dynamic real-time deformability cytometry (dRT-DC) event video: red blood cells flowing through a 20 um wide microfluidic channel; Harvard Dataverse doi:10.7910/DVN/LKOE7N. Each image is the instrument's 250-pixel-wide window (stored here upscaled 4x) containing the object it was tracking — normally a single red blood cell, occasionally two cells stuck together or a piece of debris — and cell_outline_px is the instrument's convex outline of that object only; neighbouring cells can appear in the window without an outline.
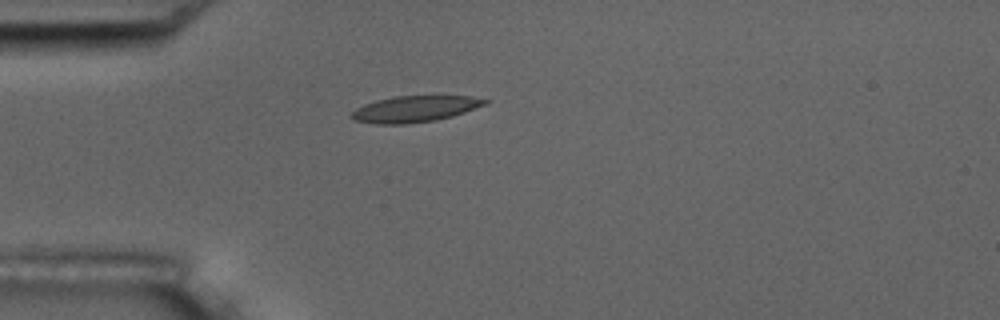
{"species": "common noctule bat (a hibernating species)", "species_latin": "Nyctalus noctula", "temperature_condition": "room temperature", "stored_images_in_passage": 1, "camera_frame_rate_fps": 3000, "um_per_image_px": 0.085, "animal": {"sex": "male", "body_mass_g": 17.5, "forearm_length_mm": 52.3}, "frame": {"image": 1, "passage_image": 1, "time_ms": 0.0, "image_size_px": [1000, 320], "cell_outline_px": [[492, 100], [488, 104], [452, 116], [436, 120], [408, 124], [376, 124], [352, 120], [348, 116], [356, 108], [364, 104], [376, 100], [392, 96], [472, 96]], "centroid_in_image_um": [35.25, 9.26], "position_along_channel_um": 49.7, "area_um2": 20.69}}